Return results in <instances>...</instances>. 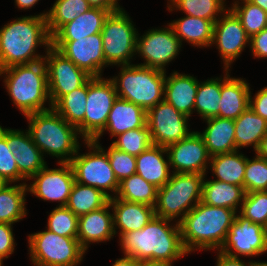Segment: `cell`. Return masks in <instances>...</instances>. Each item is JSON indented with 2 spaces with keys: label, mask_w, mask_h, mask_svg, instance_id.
Segmentation results:
<instances>
[{
  "label": "cell",
  "mask_w": 267,
  "mask_h": 266,
  "mask_svg": "<svg viewBox=\"0 0 267 266\" xmlns=\"http://www.w3.org/2000/svg\"><path fill=\"white\" fill-rule=\"evenodd\" d=\"M154 216L141 230L127 232L120 239L124 255L141 262L172 263L189 254L182 243L179 223Z\"/></svg>",
  "instance_id": "6da1fadb"
},
{
  "label": "cell",
  "mask_w": 267,
  "mask_h": 266,
  "mask_svg": "<svg viewBox=\"0 0 267 266\" xmlns=\"http://www.w3.org/2000/svg\"><path fill=\"white\" fill-rule=\"evenodd\" d=\"M47 13L16 18L0 29V70L44 59L35 53L39 46L44 45L47 50L52 45Z\"/></svg>",
  "instance_id": "7a4b0ae2"
},
{
  "label": "cell",
  "mask_w": 267,
  "mask_h": 266,
  "mask_svg": "<svg viewBox=\"0 0 267 266\" xmlns=\"http://www.w3.org/2000/svg\"><path fill=\"white\" fill-rule=\"evenodd\" d=\"M236 211L199 202L179 222L182 243L190 253L199 250H217L223 246Z\"/></svg>",
  "instance_id": "3957f363"
},
{
  "label": "cell",
  "mask_w": 267,
  "mask_h": 266,
  "mask_svg": "<svg viewBox=\"0 0 267 266\" xmlns=\"http://www.w3.org/2000/svg\"><path fill=\"white\" fill-rule=\"evenodd\" d=\"M0 76H4L7 92L24 116L52 109L44 59L1 69ZM47 101L48 108L44 106Z\"/></svg>",
  "instance_id": "277c9868"
},
{
  "label": "cell",
  "mask_w": 267,
  "mask_h": 266,
  "mask_svg": "<svg viewBox=\"0 0 267 266\" xmlns=\"http://www.w3.org/2000/svg\"><path fill=\"white\" fill-rule=\"evenodd\" d=\"M28 132L43 156L58 158L59 163H69L80 147L78 129L70 125L53 108L25 116ZM45 152V153H44Z\"/></svg>",
  "instance_id": "5b68a950"
},
{
  "label": "cell",
  "mask_w": 267,
  "mask_h": 266,
  "mask_svg": "<svg viewBox=\"0 0 267 266\" xmlns=\"http://www.w3.org/2000/svg\"><path fill=\"white\" fill-rule=\"evenodd\" d=\"M118 76L110 78L118 98L148 111L164 100L165 71L137 64L121 65Z\"/></svg>",
  "instance_id": "8992f818"
},
{
  "label": "cell",
  "mask_w": 267,
  "mask_h": 266,
  "mask_svg": "<svg viewBox=\"0 0 267 266\" xmlns=\"http://www.w3.org/2000/svg\"><path fill=\"white\" fill-rule=\"evenodd\" d=\"M206 175L172 173L169 181L158 188L155 216L179 223L200 201Z\"/></svg>",
  "instance_id": "52a82bcc"
},
{
  "label": "cell",
  "mask_w": 267,
  "mask_h": 266,
  "mask_svg": "<svg viewBox=\"0 0 267 266\" xmlns=\"http://www.w3.org/2000/svg\"><path fill=\"white\" fill-rule=\"evenodd\" d=\"M28 244L35 266H77L86 253L77 238L60 236L48 229L29 234Z\"/></svg>",
  "instance_id": "ba28073f"
},
{
  "label": "cell",
  "mask_w": 267,
  "mask_h": 266,
  "mask_svg": "<svg viewBox=\"0 0 267 266\" xmlns=\"http://www.w3.org/2000/svg\"><path fill=\"white\" fill-rule=\"evenodd\" d=\"M133 21L121 7L106 18L102 31L105 61L108 65H130L136 55L138 31ZM134 55V56H133Z\"/></svg>",
  "instance_id": "9c48e42d"
},
{
  "label": "cell",
  "mask_w": 267,
  "mask_h": 266,
  "mask_svg": "<svg viewBox=\"0 0 267 266\" xmlns=\"http://www.w3.org/2000/svg\"><path fill=\"white\" fill-rule=\"evenodd\" d=\"M84 142L89 152L80 155L79 147L77 154L69 162L74 173L75 181L95 187L109 198H112L118 192L119 182L111 168L108 155L101 147V144L95 143L94 141Z\"/></svg>",
  "instance_id": "30bf717a"
},
{
  "label": "cell",
  "mask_w": 267,
  "mask_h": 266,
  "mask_svg": "<svg viewBox=\"0 0 267 266\" xmlns=\"http://www.w3.org/2000/svg\"><path fill=\"white\" fill-rule=\"evenodd\" d=\"M118 98L113 82L103 77L87 81L84 141H92L106 126L111 108Z\"/></svg>",
  "instance_id": "8fae6325"
},
{
  "label": "cell",
  "mask_w": 267,
  "mask_h": 266,
  "mask_svg": "<svg viewBox=\"0 0 267 266\" xmlns=\"http://www.w3.org/2000/svg\"><path fill=\"white\" fill-rule=\"evenodd\" d=\"M45 53L50 104L53 106L63 95L83 86L91 76L52 45Z\"/></svg>",
  "instance_id": "7c38bea8"
},
{
  "label": "cell",
  "mask_w": 267,
  "mask_h": 266,
  "mask_svg": "<svg viewBox=\"0 0 267 266\" xmlns=\"http://www.w3.org/2000/svg\"><path fill=\"white\" fill-rule=\"evenodd\" d=\"M182 43L168 24L165 28L149 29L143 36H137L136 53L142 56L144 67L166 72L165 66L179 54Z\"/></svg>",
  "instance_id": "4fadbf2b"
},
{
  "label": "cell",
  "mask_w": 267,
  "mask_h": 266,
  "mask_svg": "<svg viewBox=\"0 0 267 266\" xmlns=\"http://www.w3.org/2000/svg\"><path fill=\"white\" fill-rule=\"evenodd\" d=\"M219 251L232 257L259 256L267 252V229L236 213Z\"/></svg>",
  "instance_id": "5bb4252c"
},
{
  "label": "cell",
  "mask_w": 267,
  "mask_h": 266,
  "mask_svg": "<svg viewBox=\"0 0 267 266\" xmlns=\"http://www.w3.org/2000/svg\"><path fill=\"white\" fill-rule=\"evenodd\" d=\"M189 117L178 112L165 100L147 111V125L154 145L167 147L186 138L191 132Z\"/></svg>",
  "instance_id": "9a60e30c"
},
{
  "label": "cell",
  "mask_w": 267,
  "mask_h": 266,
  "mask_svg": "<svg viewBox=\"0 0 267 266\" xmlns=\"http://www.w3.org/2000/svg\"><path fill=\"white\" fill-rule=\"evenodd\" d=\"M52 46L91 77H102L105 61L101 33L75 38V41H52Z\"/></svg>",
  "instance_id": "2e32d148"
},
{
  "label": "cell",
  "mask_w": 267,
  "mask_h": 266,
  "mask_svg": "<svg viewBox=\"0 0 267 266\" xmlns=\"http://www.w3.org/2000/svg\"><path fill=\"white\" fill-rule=\"evenodd\" d=\"M227 8L214 23L211 43V46H217L224 70L231 68L230 65L240 56L246 45H250V37L245 32L241 20L229 7Z\"/></svg>",
  "instance_id": "e0dca14e"
},
{
  "label": "cell",
  "mask_w": 267,
  "mask_h": 266,
  "mask_svg": "<svg viewBox=\"0 0 267 266\" xmlns=\"http://www.w3.org/2000/svg\"><path fill=\"white\" fill-rule=\"evenodd\" d=\"M58 164L61 168L49 169L46 165L39 170L30 178L34 181L27 187L28 192L44 201H56L58 206H66L75 178L70 163Z\"/></svg>",
  "instance_id": "ac0fdd59"
},
{
  "label": "cell",
  "mask_w": 267,
  "mask_h": 266,
  "mask_svg": "<svg viewBox=\"0 0 267 266\" xmlns=\"http://www.w3.org/2000/svg\"><path fill=\"white\" fill-rule=\"evenodd\" d=\"M172 173H198L206 175L210 155L198 131L166 147Z\"/></svg>",
  "instance_id": "d6986e66"
},
{
  "label": "cell",
  "mask_w": 267,
  "mask_h": 266,
  "mask_svg": "<svg viewBox=\"0 0 267 266\" xmlns=\"http://www.w3.org/2000/svg\"><path fill=\"white\" fill-rule=\"evenodd\" d=\"M6 140L12 154L15 157L19 172L30 179L47 164L41 150L34 144L26 130L6 128Z\"/></svg>",
  "instance_id": "ffe728a7"
},
{
  "label": "cell",
  "mask_w": 267,
  "mask_h": 266,
  "mask_svg": "<svg viewBox=\"0 0 267 266\" xmlns=\"http://www.w3.org/2000/svg\"><path fill=\"white\" fill-rule=\"evenodd\" d=\"M108 202L102 208L79 216L77 239L82 248L87 251L89 244L109 241L114 237L113 213Z\"/></svg>",
  "instance_id": "44dd1931"
},
{
  "label": "cell",
  "mask_w": 267,
  "mask_h": 266,
  "mask_svg": "<svg viewBox=\"0 0 267 266\" xmlns=\"http://www.w3.org/2000/svg\"><path fill=\"white\" fill-rule=\"evenodd\" d=\"M147 125V111L142 107L120 98L114 102L108 115L105 128L92 140L100 143L99 139L105 131L113 137Z\"/></svg>",
  "instance_id": "7402d4cb"
},
{
  "label": "cell",
  "mask_w": 267,
  "mask_h": 266,
  "mask_svg": "<svg viewBox=\"0 0 267 266\" xmlns=\"http://www.w3.org/2000/svg\"><path fill=\"white\" fill-rule=\"evenodd\" d=\"M228 71L221 77L219 117L235 120L249 107L250 86L243 78L230 77Z\"/></svg>",
  "instance_id": "603a6c76"
},
{
  "label": "cell",
  "mask_w": 267,
  "mask_h": 266,
  "mask_svg": "<svg viewBox=\"0 0 267 266\" xmlns=\"http://www.w3.org/2000/svg\"><path fill=\"white\" fill-rule=\"evenodd\" d=\"M113 212L115 235L119 229V236L127 232L141 230L155 216L154 207L145 204L128 202L115 196L109 198Z\"/></svg>",
  "instance_id": "cb8c5ba5"
},
{
  "label": "cell",
  "mask_w": 267,
  "mask_h": 266,
  "mask_svg": "<svg viewBox=\"0 0 267 266\" xmlns=\"http://www.w3.org/2000/svg\"><path fill=\"white\" fill-rule=\"evenodd\" d=\"M198 81L196 77L174 71L170 76L165 72L164 100L178 112L191 117L194 111Z\"/></svg>",
  "instance_id": "d4e9b609"
},
{
  "label": "cell",
  "mask_w": 267,
  "mask_h": 266,
  "mask_svg": "<svg viewBox=\"0 0 267 266\" xmlns=\"http://www.w3.org/2000/svg\"><path fill=\"white\" fill-rule=\"evenodd\" d=\"M165 154L167 160L164 158ZM169 169L166 147L153 144L136 156V174L157 188H161L169 181L172 175Z\"/></svg>",
  "instance_id": "484cf974"
},
{
  "label": "cell",
  "mask_w": 267,
  "mask_h": 266,
  "mask_svg": "<svg viewBox=\"0 0 267 266\" xmlns=\"http://www.w3.org/2000/svg\"><path fill=\"white\" fill-rule=\"evenodd\" d=\"M110 13L108 10L90 8L73 21L64 24L52 36V41H75V38L101 33L104 22Z\"/></svg>",
  "instance_id": "4316f807"
},
{
  "label": "cell",
  "mask_w": 267,
  "mask_h": 266,
  "mask_svg": "<svg viewBox=\"0 0 267 266\" xmlns=\"http://www.w3.org/2000/svg\"><path fill=\"white\" fill-rule=\"evenodd\" d=\"M204 121L208 126L199 134L210 156L236 151L234 120L214 117Z\"/></svg>",
  "instance_id": "83f0119b"
},
{
  "label": "cell",
  "mask_w": 267,
  "mask_h": 266,
  "mask_svg": "<svg viewBox=\"0 0 267 266\" xmlns=\"http://www.w3.org/2000/svg\"><path fill=\"white\" fill-rule=\"evenodd\" d=\"M245 189L242 186L222 182L219 180L203 181L201 202L217 207H224L239 212L245 197Z\"/></svg>",
  "instance_id": "f1b7e54d"
},
{
  "label": "cell",
  "mask_w": 267,
  "mask_h": 266,
  "mask_svg": "<svg viewBox=\"0 0 267 266\" xmlns=\"http://www.w3.org/2000/svg\"><path fill=\"white\" fill-rule=\"evenodd\" d=\"M168 24L181 43L185 40L197 48L211 46L214 31L213 21L186 15V17L173 20Z\"/></svg>",
  "instance_id": "f546056e"
},
{
  "label": "cell",
  "mask_w": 267,
  "mask_h": 266,
  "mask_svg": "<svg viewBox=\"0 0 267 266\" xmlns=\"http://www.w3.org/2000/svg\"><path fill=\"white\" fill-rule=\"evenodd\" d=\"M236 151L253 146L256 152L267 134V121L257 115L250 106L234 120Z\"/></svg>",
  "instance_id": "4dcf8cb0"
},
{
  "label": "cell",
  "mask_w": 267,
  "mask_h": 266,
  "mask_svg": "<svg viewBox=\"0 0 267 266\" xmlns=\"http://www.w3.org/2000/svg\"><path fill=\"white\" fill-rule=\"evenodd\" d=\"M28 187L26 182L11 185L0 183V222L14 224L27 215L25 196Z\"/></svg>",
  "instance_id": "1f68e13d"
},
{
  "label": "cell",
  "mask_w": 267,
  "mask_h": 266,
  "mask_svg": "<svg viewBox=\"0 0 267 266\" xmlns=\"http://www.w3.org/2000/svg\"><path fill=\"white\" fill-rule=\"evenodd\" d=\"M246 159L239 150L211 156L209 166L213 176H216L214 180L243 187Z\"/></svg>",
  "instance_id": "d6a6232c"
},
{
  "label": "cell",
  "mask_w": 267,
  "mask_h": 266,
  "mask_svg": "<svg viewBox=\"0 0 267 266\" xmlns=\"http://www.w3.org/2000/svg\"><path fill=\"white\" fill-rule=\"evenodd\" d=\"M87 99V82L63 95L52 108L60 114L70 125L78 129L80 136L84 140V116Z\"/></svg>",
  "instance_id": "836d02e7"
},
{
  "label": "cell",
  "mask_w": 267,
  "mask_h": 266,
  "mask_svg": "<svg viewBox=\"0 0 267 266\" xmlns=\"http://www.w3.org/2000/svg\"><path fill=\"white\" fill-rule=\"evenodd\" d=\"M109 202V197L101 190L75 181L66 207L76 216L98 210Z\"/></svg>",
  "instance_id": "e575fe53"
},
{
  "label": "cell",
  "mask_w": 267,
  "mask_h": 266,
  "mask_svg": "<svg viewBox=\"0 0 267 266\" xmlns=\"http://www.w3.org/2000/svg\"><path fill=\"white\" fill-rule=\"evenodd\" d=\"M157 190V187L147 182L143 177L133 174L119 182L118 192L114 196L124 201L155 207Z\"/></svg>",
  "instance_id": "d590c367"
},
{
  "label": "cell",
  "mask_w": 267,
  "mask_h": 266,
  "mask_svg": "<svg viewBox=\"0 0 267 266\" xmlns=\"http://www.w3.org/2000/svg\"><path fill=\"white\" fill-rule=\"evenodd\" d=\"M221 94V78L215 77L199 82L195 97L194 112L206 120L219 117V101Z\"/></svg>",
  "instance_id": "8d00e7d4"
},
{
  "label": "cell",
  "mask_w": 267,
  "mask_h": 266,
  "mask_svg": "<svg viewBox=\"0 0 267 266\" xmlns=\"http://www.w3.org/2000/svg\"><path fill=\"white\" fill-rule=\"evenodd\" d=\"M87 0H56L47 13V28L52 37L64 24L90 9Z\"/></svg>",
  "instance_id": "74e56055"
},
{
  "label": "cell",
  "mask_w": 267,
  "mask_h": 266,
  "mask_svg": "<svg viewBox=\"0 0 267 266\" xmlns=\"http://www.w3.org/2000/svg\"><path fill=\"white\" fill-rule=\"evenodd\" d=\"M225 1L226 0H168L167 7L170 12L177 9L188 16L207 19L215 23L219 15L227 10L225 8Z\"/></svg>",
  "instance_id": "f35d334b"
},
{
  "label": "cell",
  "mask_w": 267,
  "mask_h": 266,
  "mask_svg": "<svg viewBox=\"0 0 267 266\" xmlns=\"http://www.w3.org/2000/svg\"><path fill=\"white\" fill-rule=\"evenodd\" d=\"M240 1L236 0L230 9L241 20L245 32L251 38L267 27V12L248 0Z\"/></svg>",
  "instance_id": "ab89813d"
},
{
  "label": "cell",
  "mask_w": 267,
  "mask_h": 266,
  "mask_svg": "<svg viewBox=\"0 0 267 266\" xmlns=\"http://www.w3.org/2000/svg\"><path fill=\"white\" fill-rule=\"evenodd\" d=\"M116 137H118V140L113 141L111 145L116 149L129 153L133 156H138L141 152L153 145L148 125L128 130L115 136V138Z\"/></svg>",
  "instance_id": "60d3db41"
},
{
  "label": "cell",
  "mask_w": 267,
  "mask_h": 266,
  "mask_svg": "<svg viewBox=\"0 0 267 266\" xmlns=\"http://www.w3.org/2000/svg\"><path fill=\"white\" fill-rule=\"evenodd\" d=\"M78 219L66 206H57L50 212L46 229L60 236L77 238Z\"/></svg>",
  "instance_id": "b9f144b4"
},
{
  "label": "cell",
  "mask_w": 267,
  "mask_h": 266,
  "mask_svg": "<svg viewBox=\"0 0 267 266\" xmlns=\"http://www.w3.org/2000/svg\"><path fill=\"white\" fill-rule=\"evenodd\" d=\"M243 187L246 193L267 191V159L247 157Z\"/></svg>",
  "instance_id": "7bdbcfd3"
},
{
  "label": "cell",
  "mask_w": 267,
  "mask_h": 266,
  "mask_svg": "<svg viewBox=\"0 0 267 266\" xmlns=\"http://www.w3.org/2000/svg\"><path fill=\"white\" fill-rule=\"evenodd\" d=\"M239 214L267 229V191L246 193Z\"/></svg>",
  "instance_id": "ee69618b"
},
{
  "label": "cell",
  "mask_w": 267,
  "mask_h": 266,
  "mask_svg": "<svg viewBox=\"0 0 267 266\" xmlns=\"http://www.w3.org/2000/svg\"><path fill=\"white\" fill-rule=\"evenodd\" d=\"M27 180L18 170L15 157L6 140V128L0 125V183H16Z\"/></svg>",
  "instance_id": "f6af8a7d"
},
{
  "label": "cell",
  "mask_w": 267,
  "mask_h": 266,
  "mask_svg": "<svg viewBox=\"0 0 267 266\" xmlns=\"http://www.w3.org/2000/svg\"><path fill=\"white\" fill-rule=\"evenodd\" d=\"M107 150L104 151L108 155L111 168L118 182L136 174V156L120 151L111 144Z\"/></svg>",
  "instance_id": "bcb514c9"
},
{
  "label": "cell",
  "mask_w": 267,
  "mask_h": 266,
  "mask_svg": "<svg viewBox=\"0 0 267 266\" xmlns=\"http://www.w3.org/2000/svg\"><path fill=\"white\" fill-rule=\"evenodd\" d=\"M13 225L0 222V265L3 266V260L7 259L15 249V239L13 236Z\"/></svg>",
  "instance_id": "7dc6e473"
},
{
  "label": "cell",
  "mask_w": 267,
  "mask_h": 266,
  "mask_svg": "<svg viewBox=\"0 0 267 266\" xmlns=\"http://www.w3.org/2000/svg\"><path fill=\"white\" fill-rule=\"evenodd\" d=\"M249 47L255 58H267V27L250 38Z\"/></svg>",
  "instance_id": "c3c4849f"
},
{
  "label": "cell",
  "mask_w": 267,
  "mask_h": 266,
  "mask_svg": "<svg viewBox=\"0 0 267 266\" xmlns=\"http://www.w3.org/2000/svg\"><path fill=\"white\" fill-rule=\"evenodd\" d=\"M249 106L257 115L267 121V86L258 90L254 98H252L250 91Z\"/></svg>",
  "instance_id": "681fc988"
},
{
  "label": "cell",
  "mask_w": 267,
  "mask_h": 266,
  "mask_svg": "<svg viewBox=\"0 0 267 266\" xmlns=\"http://www.w3.org/2000/svg\"><path fill=\"white\" fill-rule=\"evenodd\" d=\"M217 261L215 266H256V261L248 263L241 260L239 257H232L219 251L217 253Z\"/></svg>",
  "instance_id": "f907efd6"
},
{
  "label": "cell",
  "mask_w": 267,
  "mask_h": 266,
  "mask_svg": "<svg viewBox=\"0 0 267 266\" xmlns=\"http://www.w3.org/2000/svg\"><path fill=\"white\" fill-rule=\"evenodd\" d=\"M91 8L108 10L111 13L118 11L121 7L115 0H87Z\"/></svg>",
  "instance_id": "816d5d0a"
},
{
  "label": "cell",
  "mask_w": 267,
  "mask_h": 266,
  "mask_svg": "<svg viewBox=\"0 0 267 266\" xmlns=\"http://www.w3.org/2000/svg\"><path fill=\"white\" fill-rule=\"evenodd\" d=\"M140 264L141 261H138L132 256L124 255L123 258L115 260L112 266H140Z\"/></svg>",
  "instance_id": "f5cc1de1"
},
{
  "label": "cell",
  "mask_w": 267,
  "mask_h": 266,
  "mask_svg": "<svg viewBox=\"0 0 267 266\" xmlns=\"http://www.w3.org/2000/svg\"><path fill=\"white\" fill-rule=\"evenodd\" d=\"M38 2L39 0H15V5L21 10H26L32 8Z\"/></svg>",
  "instance_id": "db71d44e"
},
{
  "label": "cell",
  "mask_w": 267,
  "mask_h": 266,
  "mask_svg": "<svg viewBox=\"0 0 267 266\" xmlns=\"http://www.w3.org/2000/svg\"><path fill=\"white\" fill-rule=\"evenodd\" d=\"M259 157L267 159V134L262 139L259 148L255 152Z\"/></svg>",
  "instance_id": "11a10c76"
},
{
  "label": "cell",
  "mask_w": 267,
  "mask_h": 266,
  "mask_svg": "<svg viewBox=\"0 0 267 266\" xmlns=\"http://www.w3.org/2000/svg\"><path fill=\"white\" fill-rule=\"evenodd\" d=\"M248 1L251 2L254 5L259 6L264 11L267 12V0H248Z\"/></svg>",
  "instance_id": "9f6ffc18"
},
{
  "label": "cell",
  "mask_w": 267,
  "mask_h": 266,
  "mask_svg": "<svg viewBox=\"0 0 267 266\" xmlns=\"http://www.w3.org/2000/svg\"><path fill=\"white\" fill-rule=\"evenodd\" d=\"M140 266H172L165 263H148V262H141Z\"/></svg>",
  "instance_id": "6f0895ef"
},
{
  "label": "cell",
  "mask_w": 267,
  "mask_h": 266,
  "mask_svg": "<svg viewBox=\"0 0 267 266\" xmlns=\"http://www.w3.org/2000/svg\"><path fill=\"white\" fill-rule=\"evenodd\" d=\"M256 266H267V262H256Z\"/></svg>",
  "instance_id": "680465c9"
}]
</instances>
